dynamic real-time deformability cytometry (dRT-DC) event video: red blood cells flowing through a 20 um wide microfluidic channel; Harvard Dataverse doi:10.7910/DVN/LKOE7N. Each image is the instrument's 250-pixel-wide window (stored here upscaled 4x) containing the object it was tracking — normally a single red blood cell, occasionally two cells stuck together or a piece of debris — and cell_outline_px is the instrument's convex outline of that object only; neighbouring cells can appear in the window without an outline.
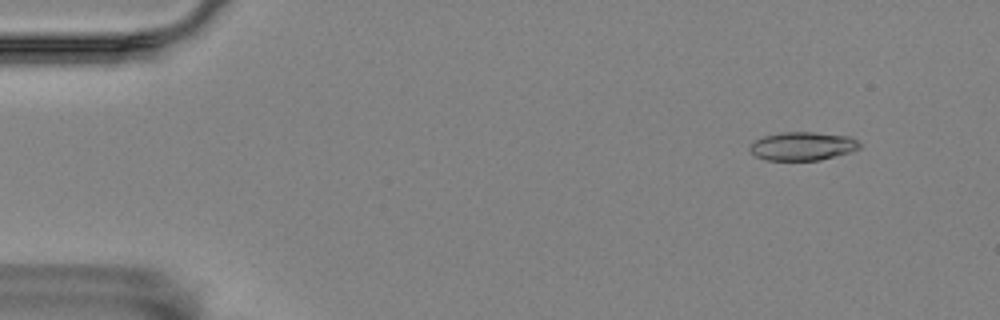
{"species": "Egyptian fruit bat (a non-hibernating species)", "species_latin": "Rousettus aegyptiacus", "temperature_condition": "room temperature", "stored_images_in_passage": 20, "camera_frame_rate_fps": 3000, "um_per_image_px": 0.085, "animal": {"sex": "female"}, "frame": {"image": 1, "passage_image": 6, "time_ms": 1.667, "image_size_px": [1000, 320], "cell_outline_px": [[860, 148], [852, 152], [820, 160], [764, 160], [748, 152], [748, 144], [764, 136], [780, 132], [816, 132], [848, 136], [856, 140], [860, 144]], "centroid_in_image_um": [68.18, 12.42], "position_along_channel_um": 16.8, "area_um2": 18.44}}